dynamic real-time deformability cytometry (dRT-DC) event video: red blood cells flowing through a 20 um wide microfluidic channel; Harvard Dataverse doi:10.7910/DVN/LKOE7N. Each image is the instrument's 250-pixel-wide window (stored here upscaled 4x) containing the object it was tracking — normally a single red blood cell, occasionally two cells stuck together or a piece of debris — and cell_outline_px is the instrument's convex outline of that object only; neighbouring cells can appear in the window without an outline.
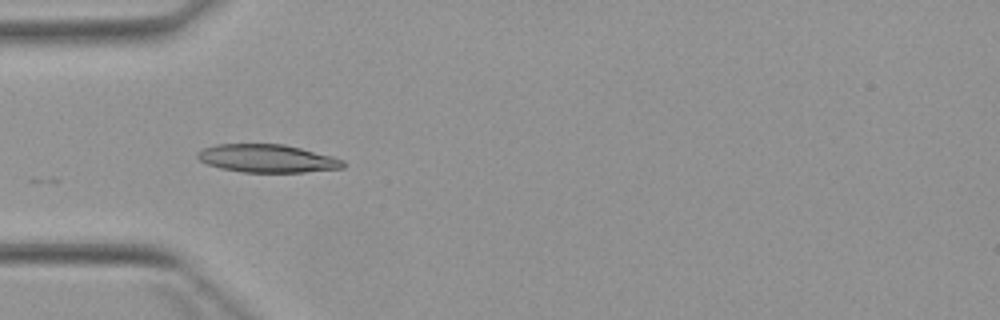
{"species": "Egyptian fruit bat (a non-hibernating species)", "species_latin": "Rousettus aegyptiacus", "temperature_condition": "warm", "stored_images_in_passage": 3, "camera_frame_rate_fps": 3000, "um_per_image_px": 0.085, "animal": {"sex": "female"}, "frame": {"image": 1, "passage_image": 2, "time_ms": 1.333, "image_size_px": [1000, 320], "cell_outline_px": [[344, 168], [304, 172], [244, 172], [220, 168], [208, 164], [200, 160], [196, 156], [196, 152], [204, 148], [216, 144], [284, 144], [332, 156], [344, 160]], "centroid_in_image_um": [22.71, 13.47], "position_along_channel_um": 62.3, "area_um2": 23.7}}
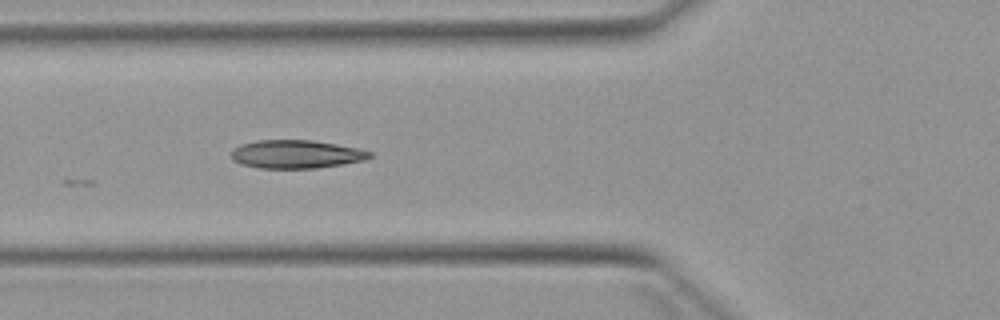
{"frame": {"image": 2, "passage_image": 3, "time_ms": 2.333, "image_size_px": [1000, 320], "cell_outline_px": [[372, 156], [364, 160], [344, 164], [316, 168], [260, 168], [240, 164], [232, 160], [232, 152], [240, 144], [256, 140], [312, 140], [360, 148], [372, 152]], "centroid_in_image_um": [25.19, 13.1], "position_along_channel_um": 100.6, "area_um2": 22.89}}